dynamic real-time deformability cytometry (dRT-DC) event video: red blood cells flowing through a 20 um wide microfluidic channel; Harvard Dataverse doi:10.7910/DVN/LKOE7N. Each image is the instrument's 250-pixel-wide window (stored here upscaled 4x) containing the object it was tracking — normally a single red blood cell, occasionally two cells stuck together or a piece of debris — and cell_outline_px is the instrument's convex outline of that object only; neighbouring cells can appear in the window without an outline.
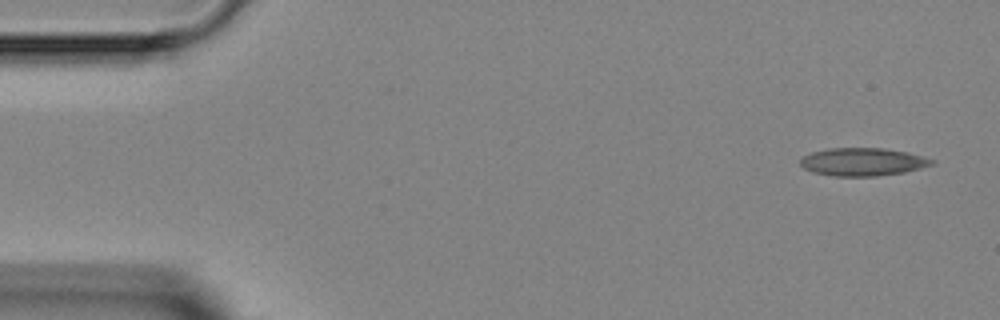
{"species": "Egyptian fruit bat (a non-hibernating species)", "species_latin": "Rousettus aegyptiacus", "temperature_condition": "room temperature", "stored_images_in_passage": 4, "camera_frame_rate_fps": 3000, "um_per_image_px": 0.085, "animal": {"sex": "female"}, "frame": {"image": 1, "passage_image": 1, "time_ms": 0.0, "image_size_px": [1000, 320], "cell_outline_px": [[936, 164], [904, 172], [876, 176], [832, 176], [812, 172], [804, 168], [800, 164], [800, 160], [804, 156], [812, 152], [828, 148], [884, 148], [908, 152], [936, 160]], "centroid_in_image_um": [73.35, 13.76], "position_along_channel_um": 11.6, "area_um2": 21.5}}
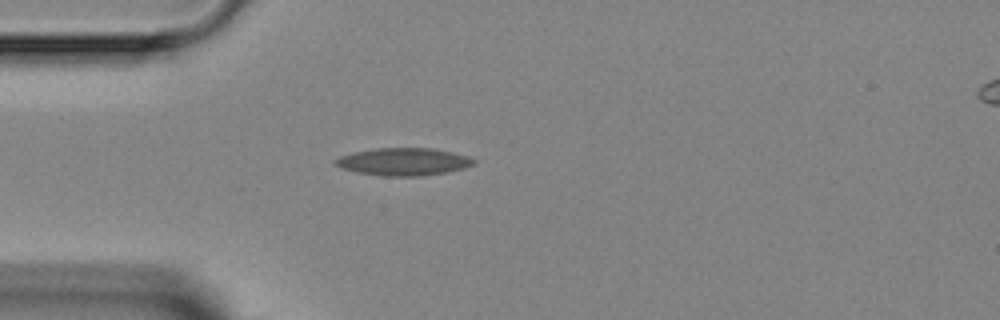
{"frame": {"image": 2, "passage_image": 4, "time_ms": 3.333, "image_size_px": [1000, 320], "cell_outline_px": [[476, 164], [464, 168], [444, 172], [420, 176], [380, 176], [356, 172], [332, 164], [332, 160], [340, 156], [352, 152], [376, 148], [432, 148], [452, 152], [468, 156], [476, 160]], "centroid_in_image_um": [34.27, 13.74], "position_along_channel_um": 50.7, "area_um2": 22.31}}